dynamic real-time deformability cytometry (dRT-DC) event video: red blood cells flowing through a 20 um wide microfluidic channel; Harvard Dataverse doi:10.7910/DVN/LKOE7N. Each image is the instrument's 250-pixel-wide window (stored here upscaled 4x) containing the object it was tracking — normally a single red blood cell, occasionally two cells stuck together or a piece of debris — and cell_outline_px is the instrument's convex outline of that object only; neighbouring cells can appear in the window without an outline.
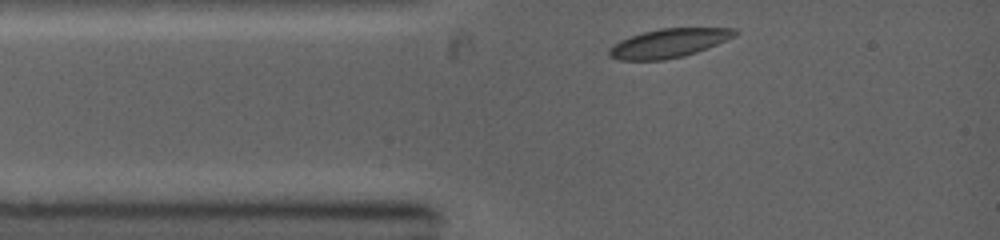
{"species": "common noctule bat (a hibernating species)", "species_latin": "Nyctalus noctula", "temperature_condition": "warm", "stored_images_in_passage": 24, "camera_frame_rate_fps": 5000, "um_per_image_px": 0.085, "animal": {"sex": "female", "body_mass_g": 19.0, "forearm_length_mm": 53.3}, "frame": {"image": 1, "passage_image": 1, "time_ms": 0.0, "image_size_px": [1000, 240], "cell_outline_px": [[740, 32], [736, 36], [696, 52], [684, 56], [664, 60], [620, 60], [608, 56], [608, 52], [620, 40], [644, 32], [660, 28], [736, 28]], "centroid_in_image_um": [56.89, 3.66], "position_along_channel_um": 28.1, "area_um2": 20.92}}
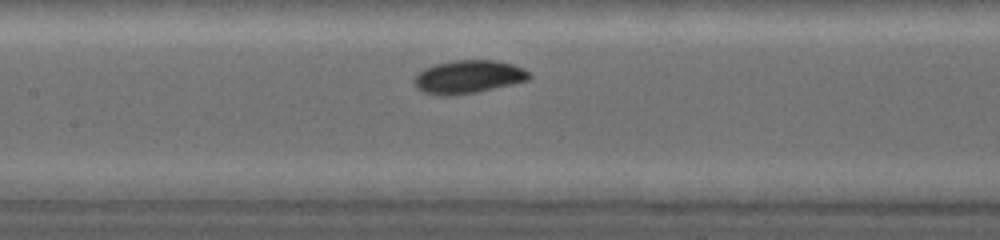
{"frame": {"image": 2, "passage_image": 10, "time_ms": 3.4, "image_size_px": [1000, 240], "cell_outline_px": [[532, 76], [528, 80], [512, 84], [476, 92], [456, 96], [440, 96], [424, 92], [416, 88], [412, 80], [424, 68], [436, 64], [452, 60], [496, 60], [512, 64], [524, 68]], "centroid_in_image_um": [39.79, 6.54], "position_along_channel_um": 167.6, "area_um2": 22.37}}
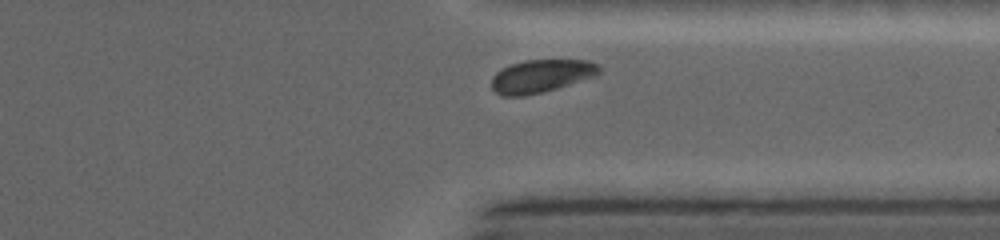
{"frame": {"image": 3, "passage_image": 22, "time_ms": 7.8, "image_size_px": [1000, 240], "cell_outline_px": [[600, 72], [596, 76], [556, 88], [524, 96], [504, 96], [496, 92], [492, 88], [492, 76], [500, 68], [524, 60], [588, 60], [600, 64]], "centroid_in_image_um": [46.01, 6.45], "position_along_channel_um": 365.4, "area_um2": 20.63}}